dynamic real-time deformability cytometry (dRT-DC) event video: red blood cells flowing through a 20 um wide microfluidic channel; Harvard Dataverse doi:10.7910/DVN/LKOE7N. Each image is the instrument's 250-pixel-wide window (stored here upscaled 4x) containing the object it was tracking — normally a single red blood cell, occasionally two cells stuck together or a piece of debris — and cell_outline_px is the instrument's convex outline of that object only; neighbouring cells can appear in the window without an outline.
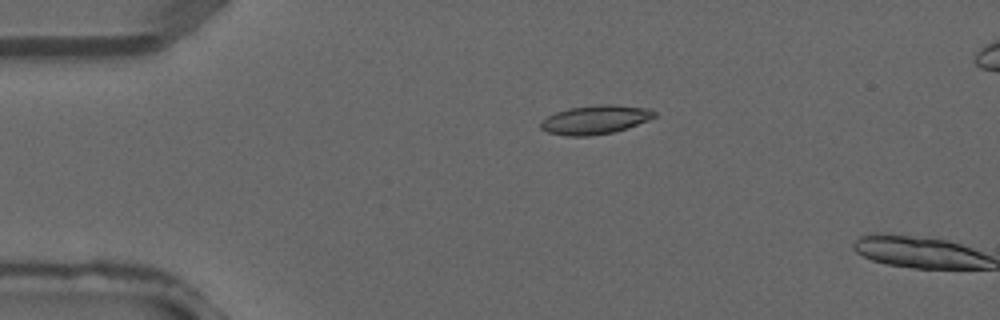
{"species": "common noctule bat (a hibernating species)", "species_latin": "Nyctalus noctula", "temperature_condition": "warm", "stored_images_in_passage": 3, "camera_frame_rate_fps": 3000, "um_per_image_px": 0.085, "animal": {"sex": "male", "forearm_length_mm": 52.5}, "frame": {"image": 1, "passage_image": 2, "time_ms": 0.333, "image_size_px": [1000, 320], "cell_outline_px": [[656, 116], [648, 120], [628, 128], [612, 132], [588, 136], [568, 136], [548, 132], [540, 128], [540, 120], [556, 112], [568, 108], [596, 104], [612, 104], [648, 108], [656, 112]], "centroid_in_image_um": [50.59, 10.16], "position_along_channel_um": 34.4, "area_um2": 19.19}}